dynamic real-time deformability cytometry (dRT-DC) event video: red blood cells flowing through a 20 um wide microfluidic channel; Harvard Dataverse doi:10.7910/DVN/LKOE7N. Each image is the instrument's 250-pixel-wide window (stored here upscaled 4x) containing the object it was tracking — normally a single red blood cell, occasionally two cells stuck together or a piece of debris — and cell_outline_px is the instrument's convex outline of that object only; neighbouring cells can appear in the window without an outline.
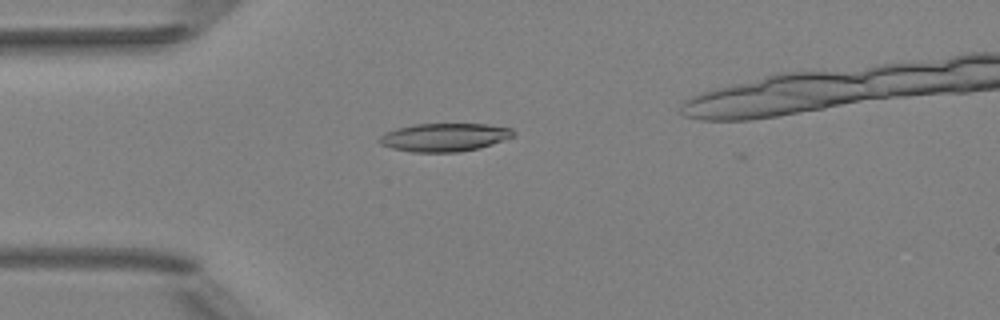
{"species": "Egyptian fruit bat (a non-hibernating species)", "species_latin": "Rousettus aegyptiacus", "temperature_condition": "room temperature", "stored_images_in_passage": 5, "camera_frame_rate_fps": 3000, "um_per_image_px": 0.085, "animal": {"sex": "female"}, "frame": {"image": 1, "passage_image": 4, "time_ms": 3.333, "image_size_px": [1000, 320], "cell_outline_px": [[516, 132], [512, 136], [504, 140], [480, 148], [460, 152], [412, 152], [392, 148], [380, 144], [376, 140], [384, 132], [396, 128], [412, 124], [488, 124], [512, 128]], "centroid_in_image_um": [37.75, 11.67], "position_along_channel_um": 47.2, "area_um2": 22.25}}